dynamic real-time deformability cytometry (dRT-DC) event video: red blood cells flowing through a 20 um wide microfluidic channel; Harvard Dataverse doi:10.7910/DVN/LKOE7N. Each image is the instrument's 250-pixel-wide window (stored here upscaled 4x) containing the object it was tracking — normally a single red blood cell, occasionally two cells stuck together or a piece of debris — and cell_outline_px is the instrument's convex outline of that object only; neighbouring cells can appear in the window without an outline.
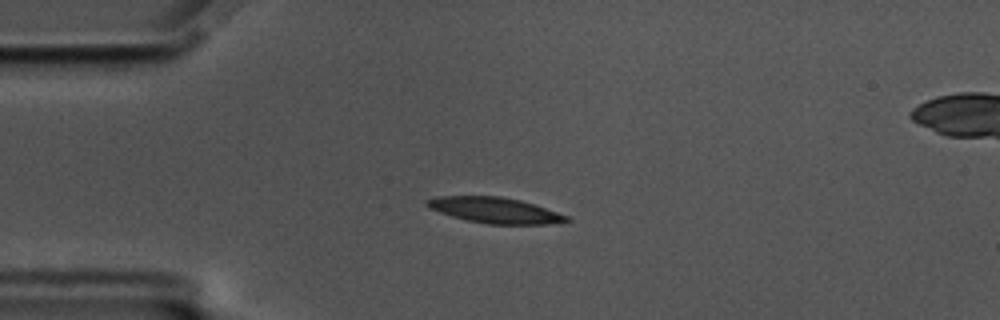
{"species": "common noctule bat (a hibernating species)", "species_latin": "Nyctalus noctula", "temperature_condition": "cold", "stored_images_in_passage": 45, "camera_frame_rate_fps": 3000, "um_per_image_px": 0.085, "animal": {"sex": "male", "body_mass_g": 17.5, "forearm_length_mm": 52.3}, "frame": {"image": 1, "passage_image": 1, "time_ms": 0.0, "image_size_px": [1000, 320], "cell_outline_px": [[572, 220], [548, 224], [488, 224], [468, 220], [452, 216], [428, 208], [424, 204], [428, 200], [436, 196], [500, 196], [520, 200], [568, 216]], "centroid_in_image_um": [42.03, 17.87], "position_along_channel_um": 43.0, "area_um2": 20.63}}
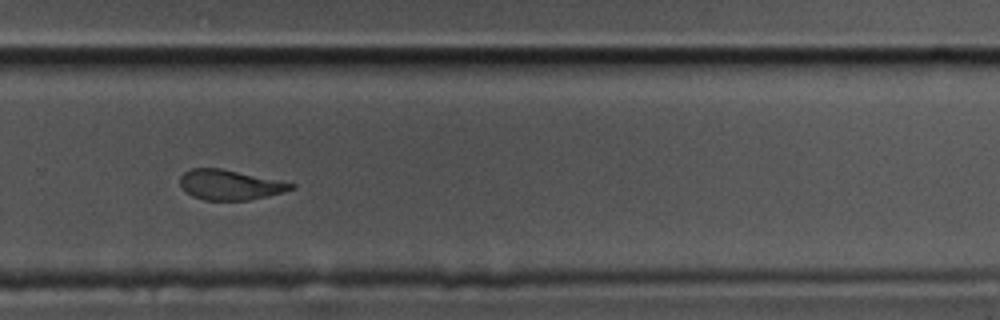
{"frame": {"image": 2, "passage_image": 26, "time_ms": 8.333, "image_size_px": [1000, 320], "cell_outline_px": [[296, 188], [248, 200], [204, 200], [192, 196], [180, 184], [180, 176], [184, 172], [192, 168], [220, 168], [280, 180], [296, 184]], "centroid_in_image_um": [19.53, 15.7], "position_along_channel_um": 310.3, "area_um2": 19.19}}
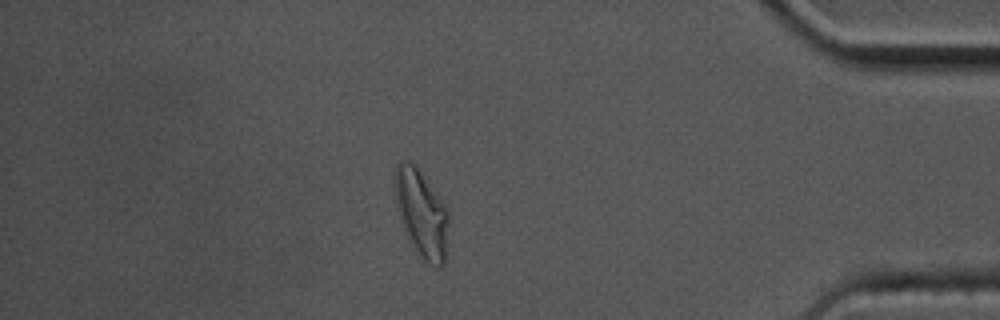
{"frame": {"image": 3, "passage_image": 37, "time_ms": 12.0, "image_size_px": [1000, 320], "cell_outline_px": [[448, 260], [444, 264], [432, 264], [424, 260], [416, 248], [396, 208], [396, 164], [400, 160], [404, 160], [416, 164], [448, 208]], "centroid_in_image_um": [35.9, 18.1], "position_along_channel_um": 399.3, "area_um2": 26.88}, "authors_computed_cell_mechanics": {"area_um2": 21.386, "velocity_mm_per_s": 3.4621, "shape_relaxation_time_tau1_ms": 3.2774, "shape_relaxation_time_tau2_ms": 2.5098, "deformation_change_tau1": 0.1386, "deformation_change_tau2": 0.0994}}